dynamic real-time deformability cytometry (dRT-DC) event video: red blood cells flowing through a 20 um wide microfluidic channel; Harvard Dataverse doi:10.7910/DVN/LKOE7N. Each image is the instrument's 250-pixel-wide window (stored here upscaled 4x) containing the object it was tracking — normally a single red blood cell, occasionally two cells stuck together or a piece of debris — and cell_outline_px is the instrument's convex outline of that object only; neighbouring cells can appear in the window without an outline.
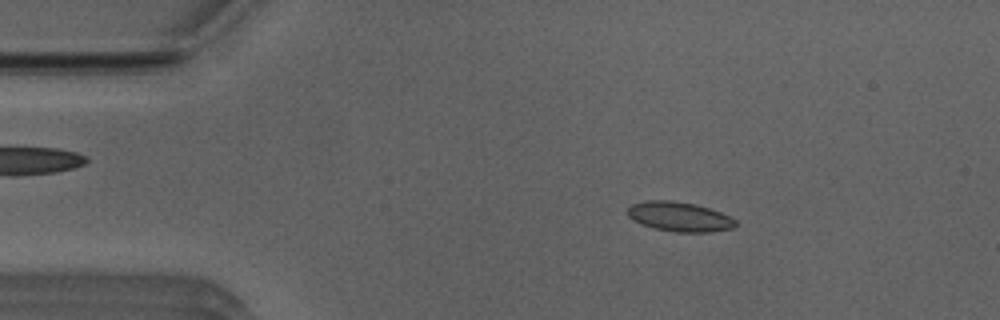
{"species": "Egyptian fruit bat (a non-hibernating species)", "species_latin": "Rousettus aegyptiacus", "temperature_condition": "room temperature", "stored_images_in_passage": 44, "camera_frame_rate_fps": 3000, "um_per_image_px": 0.085, "animal": {"sex": "male"}, "frame": {"image": 1, "passage_image": 1, "time_ms": 0.0, "image_size_px": [1000, 320], "cell_outline_px": [[736, 224], [732, 228], [712, 232], [676, 232], [656, 228], [640, 224], [632, 220], [628, 216], [628, 208], [632, 204], [644, 200], [672, 200], [696, 204], [720, 212], [736, 220]], "centroid_in_image_um": [57.72, 18.41], "position_along_channel_um": 27.3, "area_um2": 18.61}}
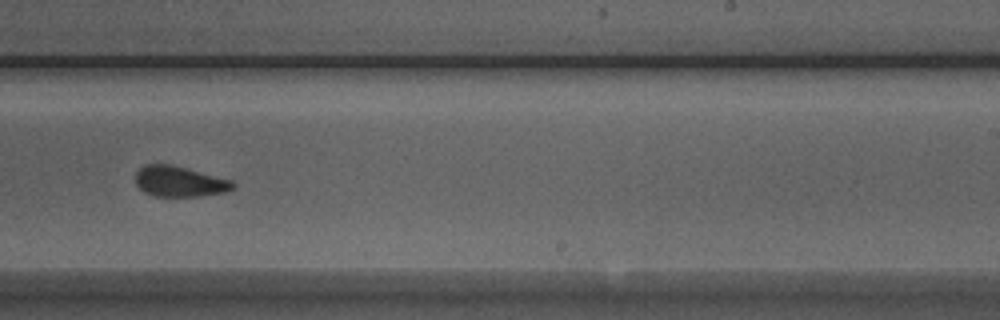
{"frame": {"image": 2, "passage_image": 24, "time_ms": 7.667, "image_size_px": [1000, 320], "cell_outline_px": [[236, 188], [224, 192], [200, 196], [156, 196], [144, 192], [136, 184], [136, 172], [144, 164], [172, 164], [232, 180], [236, 184]], "centroid_in_image_um": [15.27, 15.42], "position_along_channel_um": 273.7, "area_um2": 17.4}}
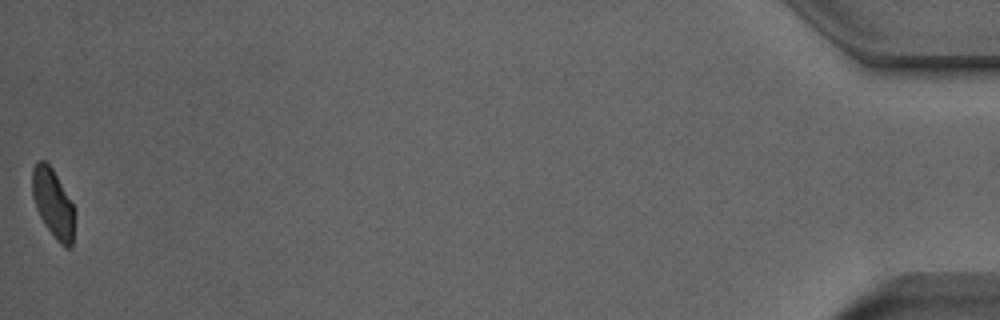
{"frame": {"image": 3, "passage_image": 44, "time_ms": 14.333, "image_size_px": [1000, 320], "cell_outline_px": [[76, 212], [72, 248], [64, 248], [56, 240], [40, 216], [36, 208], [32, 196], [32, 168], [36, 160], [44, 160], [52, 168], [72, 204]], "centroid_in_image_um": [4.52, 17.31], "position_along_channel_um": 430.7, "area_um2": 17.05}, "authors_computed_cell_mechanics": {"area_um2": 17.9758, "velocity_mm_per_s": 3.9363, "shape_relaxation_time_tau1_ms": 5.1755, "shape_relaxation_time_tau2_ms": 1.3582, "deformation_change_tau1": 0.1493, "deformation_change_tau2": 0.0792}}